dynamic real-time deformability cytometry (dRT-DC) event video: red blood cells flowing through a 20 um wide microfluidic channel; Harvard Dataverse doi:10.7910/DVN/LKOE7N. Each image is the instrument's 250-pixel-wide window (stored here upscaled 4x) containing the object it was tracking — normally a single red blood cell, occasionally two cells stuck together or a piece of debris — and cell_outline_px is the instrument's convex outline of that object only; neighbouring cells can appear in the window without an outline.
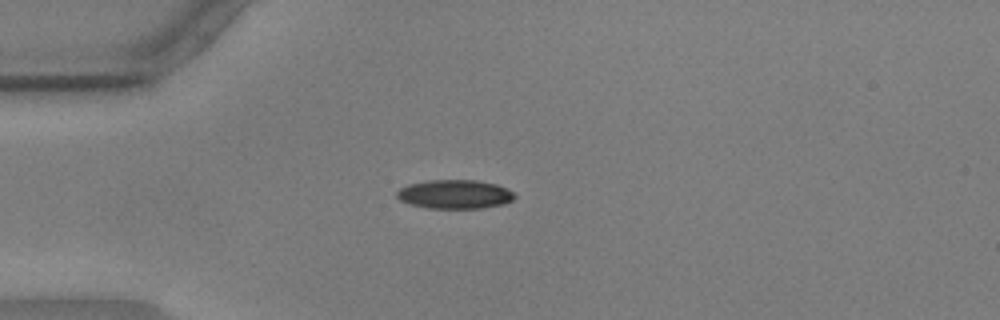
{"species": "common noctule bat (a hibernating species)", "species_latin": "Nyctalus noctula", "temperature_condition": "warm", "stored_images_in_passage": 38, "camera_frame_rate_fps": 3000, "um_per_image_px": 0.085, "animal": {"sex": "male", "body_mass_g": 17.9, "forearm_length_mm": 54.2}, "frame": {"image": 1, "passage_image": 1, "time_ms": 0.0, "image_size_px": [1000, 320], "cell_outline_px": [[516, 196], [512, 200], [504, 204], [480, 208], [428, 208], [408, 204], [400, 200], [396, 196], [396, 192], [400, 188], [408, 184], [428, 180], [476, 180], [496, 184], [512, 192]], "centroid_in_image_um": [38.62, 16.51], "position_along_channel_um": 46.4, "area_um2": 19.83}}
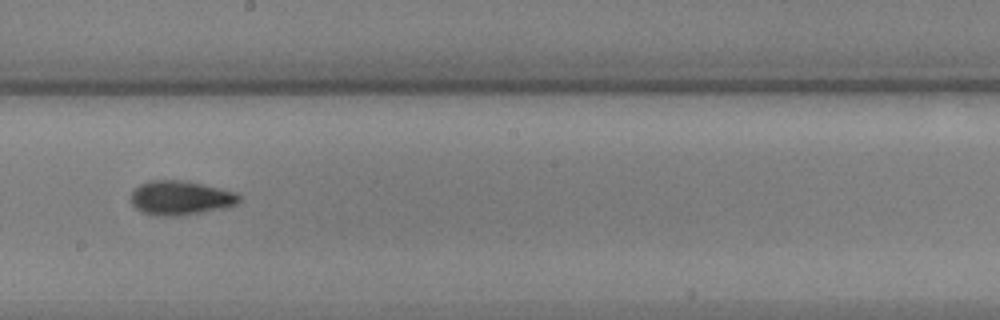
{"frame": {"image": 2, "passage_image": 18, "time_ms": 5.667, "image_size_px": [1000, 320], "cell_outline_px": [[240, 200], [236, 204], [224, 208], [200, 212], [172, 216], [156, 216], [140, 212], [132, 204], [132, 188], [140, 184], [152, 180], [188, 180], [236, 192], [240, 196]], "centroid_in_image_um": [15.32, 16.8], "position_along_channel_um": 232.9, "area_um2": 21.68}}
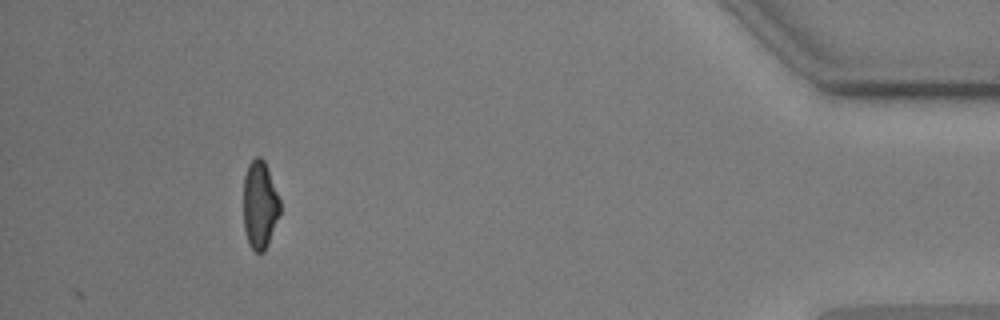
{"frame": {"image": 3, "passage_image": 38, "time_ms": 12.333, "image_size_px": [1000, 320], "cell_outline_px": [[280, 212], [268, 244], [264, 252], [256, 252], [248, 244], [244, 228], [244, 176], [248, 164], [256, 156], [260, 156], [264, 160], [268, 168], [280, 200]], "centroid_in_image_um": [22.08, 17.4], "position_along_channel_um": 413.1, "area_um2": 18.73}, "authors_computed_cell_mechanics": {"area_um2": 20.3745, "velocity_mm_per_s": 3.5944, "shape_relaxation_time_tau1_ms": 5.3512, "shape_relaxation_time_tau2_ms": 2.812, "deformation_change_tau1": 0.171, "deformation_change_tau2": 0.0939}}